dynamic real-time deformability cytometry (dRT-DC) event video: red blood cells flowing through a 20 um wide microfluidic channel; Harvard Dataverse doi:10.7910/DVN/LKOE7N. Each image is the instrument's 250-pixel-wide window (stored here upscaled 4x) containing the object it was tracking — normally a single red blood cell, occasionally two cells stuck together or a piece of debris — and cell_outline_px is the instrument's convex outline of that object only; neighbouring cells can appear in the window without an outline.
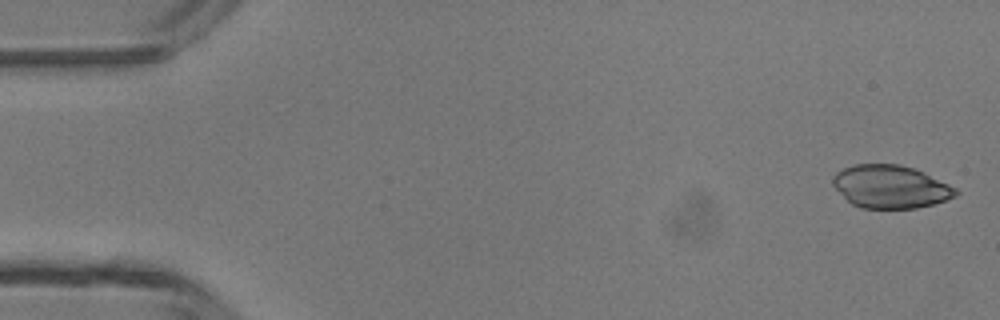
{"species": "common noctule bat (a hibernating species)", "species_latin": "Nyctalus noctula", "temperature_condition": "room temperature", "stored_images_in_passage": 47, "camera_frame_rate_fps": 3000, "um_per_image_px": 0.085, "animal": {"sex": "male", "body_mass_g": 13.3}, "frame": {"image": 1, "passage_image": 1, "time_ms": 0.0, "image_size_px": [1000, 320], "cell_outline_px": [[960, 192], [956, 196], [932, 204], [916, 208], [860, 208], [852, 204], [832, 184], [832, 176], [836, 172], [844, 168], [856, 164], [900, 164], [924, 172], [956, 188]], "centroid_in_image_um": [75.69, 15.86], "position_along_channel_um": 9.3, "area_um2": 30.58}}
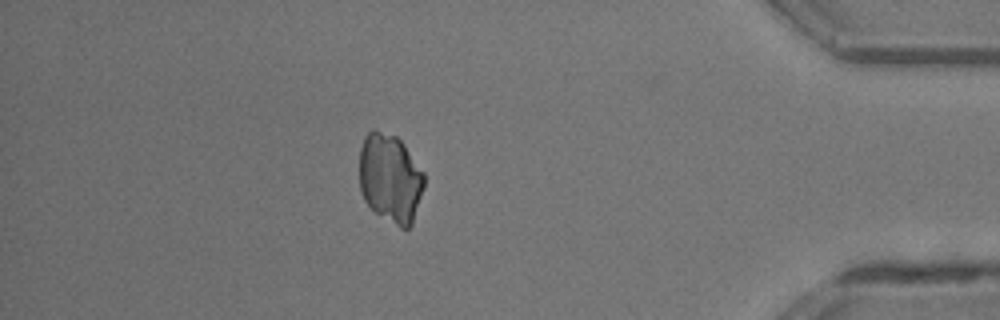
{"frame": {"image": 2, "passage_image": 40, "time_ms": 13.0, "image_size_px": [1000, 320], "cell_outline_px": [[424, 188], [412, 224], [408, 228], [400, 228], [376, 212], [364, 200], [360, 188], [360, 148], [364, 136], [372, 128], [396, 136], [404, 144], [424, 172]], "centroid_in_image_um": [33.18, 15.12], "position_along_channel_um": 402.0, "area_um2": 33.64}}